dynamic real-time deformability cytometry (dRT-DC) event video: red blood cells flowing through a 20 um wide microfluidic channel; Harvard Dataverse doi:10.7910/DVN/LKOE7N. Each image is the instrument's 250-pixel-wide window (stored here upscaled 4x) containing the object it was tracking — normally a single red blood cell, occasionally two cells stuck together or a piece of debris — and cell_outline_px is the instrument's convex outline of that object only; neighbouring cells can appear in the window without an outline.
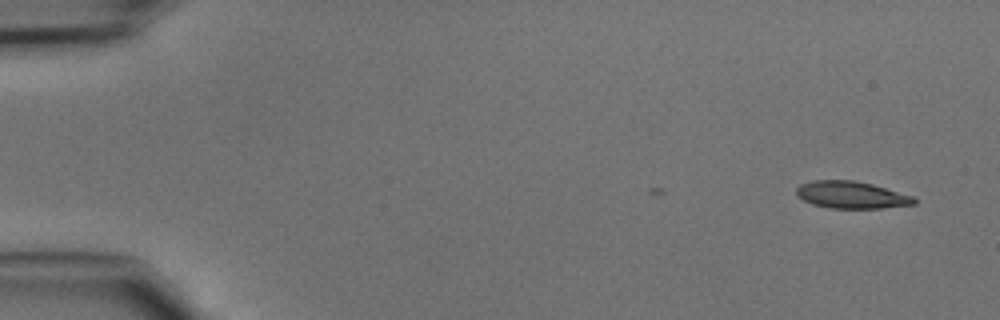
{"species": "common noctule bat (a hibernating species)", "species_latin": "Nyctalus noctula", "temperature_condition": "cold", "stored_images_in_passage": 4, "camera_frame_rate_fps": 3000, "um_per_image_px": 0.085, "animal": {"sex": "male", "body_mass_g": 15.6}, "frame": {"image": 1, "passage_image": 1, "time_ms": 0.0, "image_size_px": [1000, 320], "cell_outline_px": [[916, 204], [880, 208], [828, 208], [812, 204], [796, 196], [796, 188], [800, 184], [812, 180], [852, 180], [872, 184], [912, 196], [916, 200]], "centroid_in_image_um": [72.32, 16.56], "position_along_channel_um": 12.7, "area_um2": 18.55}}